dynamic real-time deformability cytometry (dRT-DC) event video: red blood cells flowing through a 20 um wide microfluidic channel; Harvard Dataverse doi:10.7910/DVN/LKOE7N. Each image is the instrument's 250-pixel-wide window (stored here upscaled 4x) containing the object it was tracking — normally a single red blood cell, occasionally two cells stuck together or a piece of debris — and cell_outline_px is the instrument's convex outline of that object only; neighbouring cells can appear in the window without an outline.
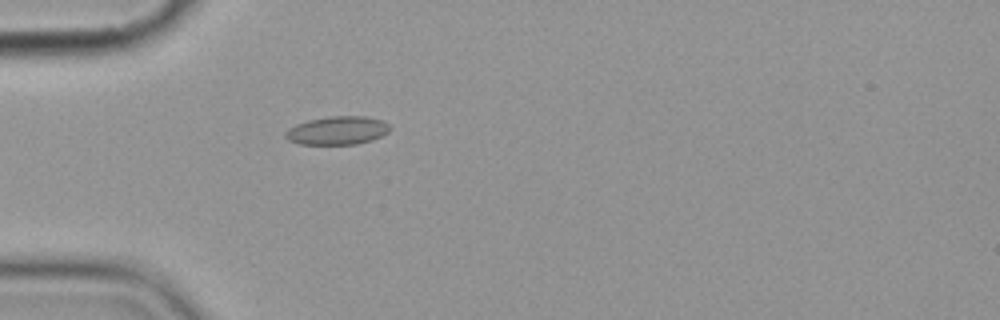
{"species": "common noctule bat (a hibernating species)", "species_latin": "Nyctalus noctula", "temperature_condition": "cold", "stored_images_in_passage": 5, "camera_frame_rate_fps": 3000, "um_per_image_px": 0.085, "animal": {"sex": "female", "body_mass_g": 19.9}, "frame": {"image": 1, "passage_image": 5, "time_ms": 5.667, "image_size_px": [1000, 320], "cell_outline_px": [[392, 128], [388, 132], [372, 140], [356, 144], [300, 144], [288, 140], [284, 136], [284, 132], [288, 128], [296, 124], [308, 120], [328, 116], [364, 116], [380, 120], [388, 124]], "centroid_in_image_um": [28.65, 11.09], "position_along_channel_um": 56.4, "area_um2": 17.28}}